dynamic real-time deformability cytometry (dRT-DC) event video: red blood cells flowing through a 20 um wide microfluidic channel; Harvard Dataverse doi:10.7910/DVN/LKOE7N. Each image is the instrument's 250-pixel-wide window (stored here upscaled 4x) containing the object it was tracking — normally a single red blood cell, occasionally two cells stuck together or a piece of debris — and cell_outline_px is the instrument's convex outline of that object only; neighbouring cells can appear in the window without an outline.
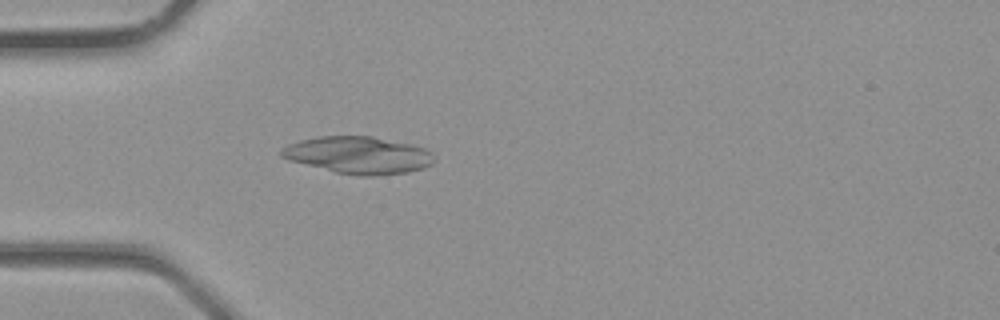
{"species": "common noctule bat (a hibernating species)", "species_latin": "Nyctalus noctula", "temperature_condition": "room temperature", "stored_images_in_passage": 22, "camera_frame_rate_fps": 3000, "um_per_image_px": 0.085, "animal": {"sex": "male", "body_mass_g": 23.1, "forearm_length_mm": 52.7}, "frame": {"image": 1, "passage_image": 9, "time_ms": 2.667, "image_size_px": [1000, 320], "cell_outline_px": [[432, 164], [424, 168], [408, 172], [372, 176], [360, 176], [336, 172], [288, 160], [280, 156], [280, 148], [288, 144], [300, 140], [316, 136], [372, 136], [412, 144], [424, 148], [432, 152]], "centroid_in_image_um": [30.43, 13.18], "position_along_channel_um": 54.6, "area_um2": 33.12}}
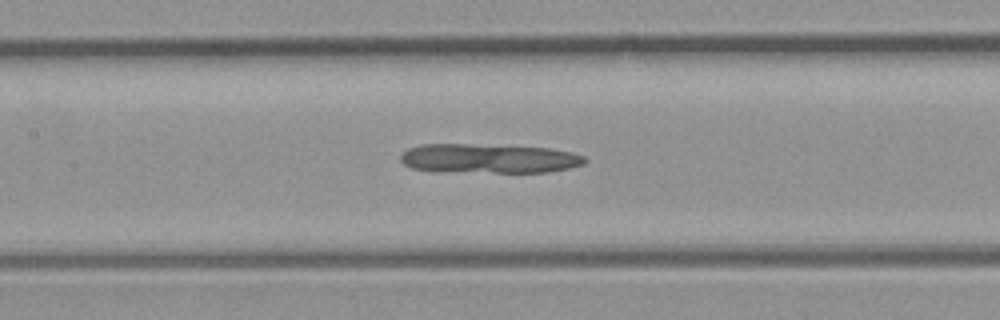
{"frame": {"image": 2, "passage_image": 15, "time_ms": 4.667, "image_size_px": [1000, 320], "cell_outline_px": [[588, 160], [584, 164], [568, 168], [548, 172], [432, 172], [412, 168], [404, 164], [400, 160], [400, 156], [408, 148], [424, 144], [468, 144], [548, 148], [572, 152], [584, 156]], "centroid_in_image_um": [41.52, 13.48], "position_along_channel_um": 165.9, "area_um2": 31.67}}
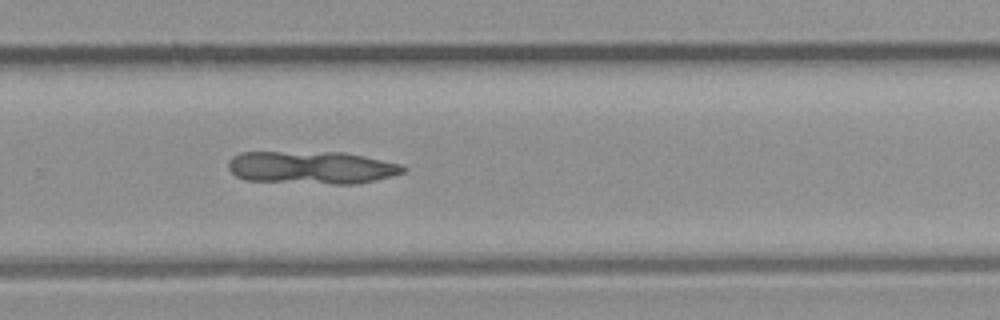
{"frame": {"image": 3, "passage_image": 22, "time_ms": 7.0, "image_size_px": [1000, 320], "cell_outline_px": [[408, 168], [404, 172], [392, 176], [352, 184], [332, 184], [244, 180], [236, 176], [228, 168], [228, 160], [232, 156], [240, 152], [344, 152], [404, 164]], "centroid_in_image_um": [26.49, 14.23], "position_along_channel_um": 303.3, "area_um2": 33.58}}